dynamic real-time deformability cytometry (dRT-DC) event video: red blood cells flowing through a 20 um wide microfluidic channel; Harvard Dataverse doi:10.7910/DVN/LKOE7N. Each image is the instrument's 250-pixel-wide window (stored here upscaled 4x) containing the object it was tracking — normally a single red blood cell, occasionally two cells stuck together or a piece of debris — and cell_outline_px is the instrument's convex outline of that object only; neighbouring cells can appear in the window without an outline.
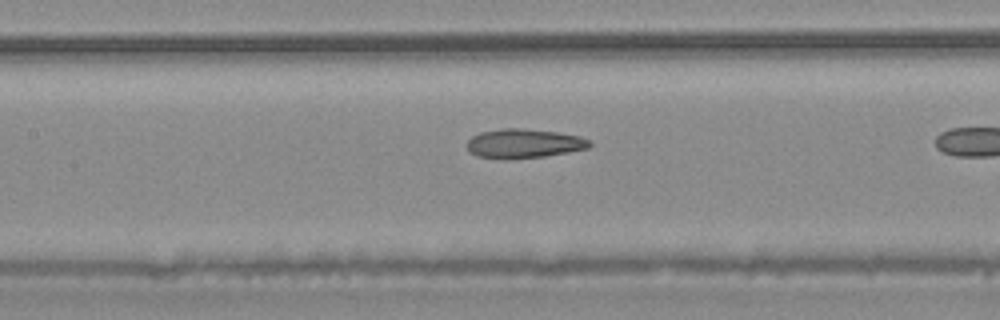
{"species": "common noctule bat (a hibernating species)", "species_latin": "Nyctalus noctula", "temperature_condition": "warm", "stored_images_in_passage": 18, "camera_frame_rate_fps": 3000, "um_per_image_px": 0.085, "animal": {"sex": "male", "body_mass_g": 20.4}, "frame": {"image": 1, "passage_image": 13, "time_ms": 4.0, "image_size_px": [1000, 320], "cell_outline_px": [[592, 144], [588, 148], [568, 152], [544, 156], [504, 160], [476, 156], [468, 152], [468, 140], [472, 136], [480, 132], [504, 128], [520, 128], [556, 132], [580, 136], [592, 140]], "centroid_in_image_um": [44.52, 12.21], "position_along_channel_um": 162.9, "area_um2": 21.04}}
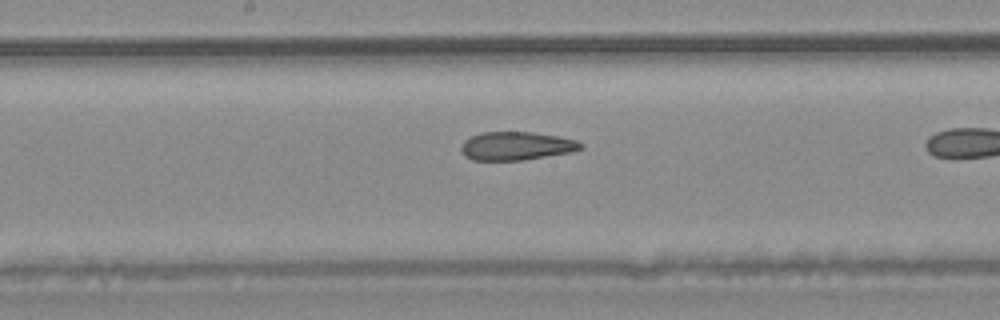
{"frame": {"image": 2, "passage_image": 16, "time_ms": 5.0, "image_size_px": [1000, 320], "cell_outline_px": [[584, 148], [572, 152], [524, 160], [472, 160], [464, 156], [460, 148], [464, 140], [472, 136], [484, 132], [532, 132], [560, 136], [576, 140], [584, 144]], "centroid_in_image_um": [43.92, 12.41], "position_along_channel_um": 204.3, "area_um2": 19.94}}